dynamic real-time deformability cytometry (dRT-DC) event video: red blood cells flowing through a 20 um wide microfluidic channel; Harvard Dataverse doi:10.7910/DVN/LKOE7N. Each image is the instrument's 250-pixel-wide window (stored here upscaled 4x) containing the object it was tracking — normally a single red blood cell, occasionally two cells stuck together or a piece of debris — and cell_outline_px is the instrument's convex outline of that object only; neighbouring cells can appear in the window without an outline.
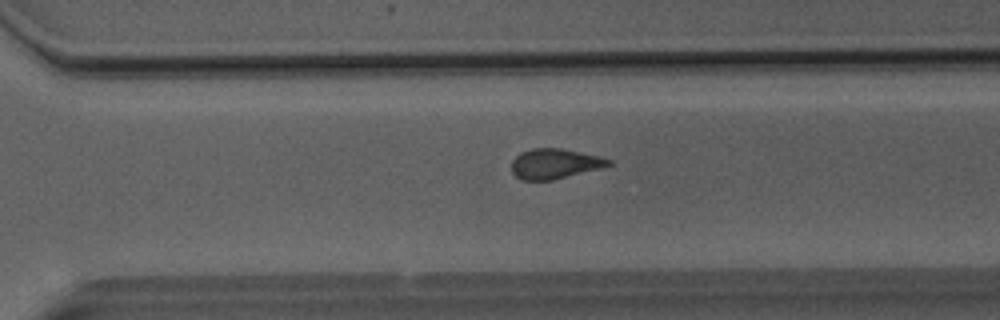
{"species": "Egyptian fruit bat (a non-hibernating species)", "species_latin": "Rousettus aegyptiacus", "temperature_condition": "room temperature", "stored_images_in_passage": 37, "camera_frame_rate_fps": 3000, "um_per_image_px": 0.085, "animal": {"sex": "male"}, "frame": {"image": 1, "passage_image": 22, "time_ms": 7.0, "image_size_px": [1000, 320], "cell_outline_px": [[612, 164], [600, 168], [552, 180], [520, 180], [512, 172], [512, 160], [520, 152], [532, 148], [560, 148], [600, 156], [612, 160]], "centroid_in_image_um": [47.13, 13.91], "position_along_channel_um": 323.5, "area_um2": 16.94}}
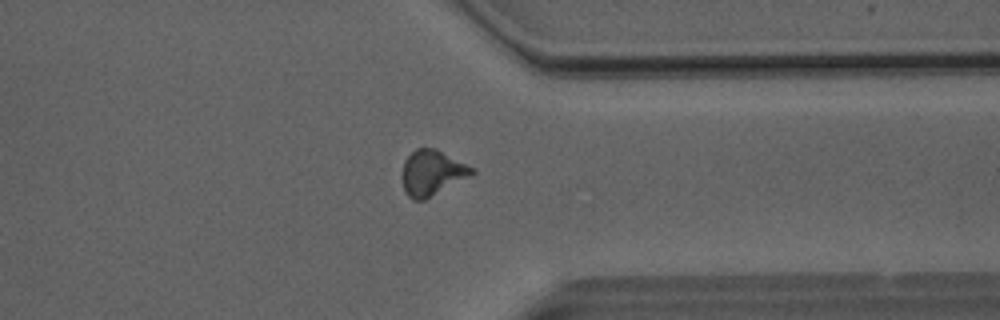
{"frame": {"image": 2, "passage_image": 26, "time_ms": 8.333, "image_size_px": [1000, 320], "cell_outline_px": [[476, 172], [424, 200], [412, 200], [404, 192], [400, 176], [404, 160], [416, 148], [436, 148], [476, 168]], "centroid_in_image_um": [36.68, 14.68], "position_along_channel_um": 374.7, "area_um2": 18.61}}
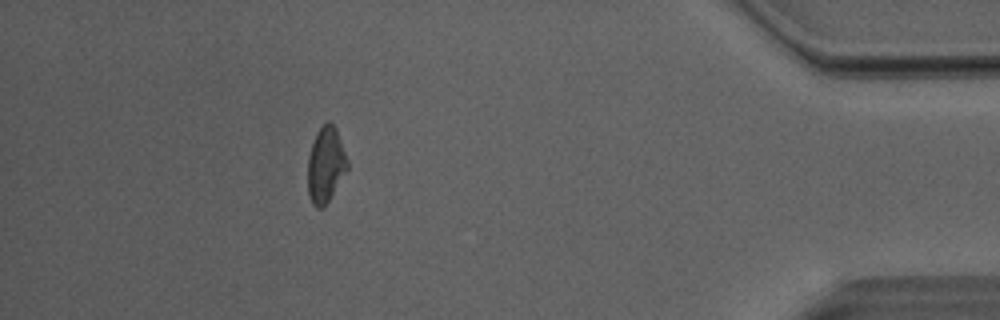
{"frame": {"image": 3, "passage_image": 32, "time_ms": 10.333, "image_size_px": [1000, 320], "cell_outline_px": [[348, 168], [328, 200], [320, 208], [316, 208], [312, 204], [308, 196], [308, 156], [316, 132], [328, 120], [336, 128], [348, 160]], "centroid_in_image_um": [27.67, 13.99], "position_along_channel_um": 407.5, "area_um2": 17.22}, "authors_computed_cell_mechanics": {"area_um2": 17.6868, "velocity_mm_per_s": 4.0556, "shape_relaxation_time_tau1_ms": null, "shape_relaxation_time_tau2_ms": 2.3366, "deformation_change_tau1": null, "deformation_change_tau2": 0.0889}}